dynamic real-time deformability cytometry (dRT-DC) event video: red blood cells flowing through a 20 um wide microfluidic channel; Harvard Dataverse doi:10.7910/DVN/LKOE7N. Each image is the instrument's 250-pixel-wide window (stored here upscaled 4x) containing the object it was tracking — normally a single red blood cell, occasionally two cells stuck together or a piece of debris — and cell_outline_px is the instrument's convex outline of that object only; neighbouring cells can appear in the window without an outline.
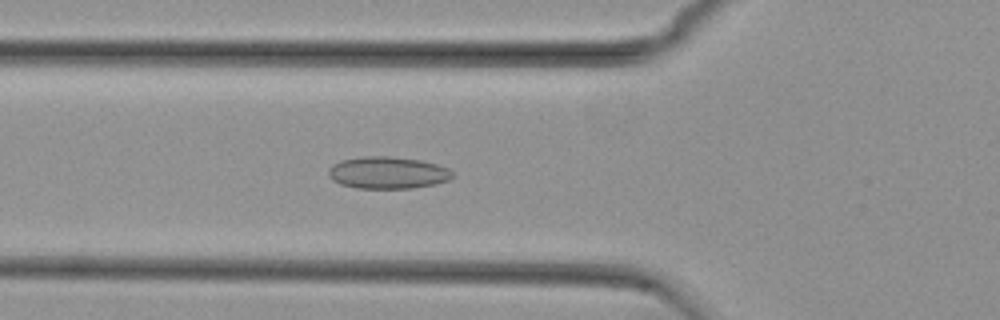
{"species": "common noctule bat (a hibernating species)", "species_latin": "Nyctalus noctula", "temperature_condition": "cold", "stored_images_in_passage": 50, "camera_frame_rate_fps": 3000, "um_per_image_px": 0.085, "animal": {"sex": "female", "body_mass_g": 29.2, "forearm_length_mm": 56.3}, "frame": {"image": 1, "passage_image": 18, "time_ms": 5.667, "image_size_px": [1000, 320], "cell_outline_px": [[452, 176], [448, 180], [436, 184], [412, 188], [356, 188], [340, 184], [332, 180], [328, 176], [328, 168], [332, 164], [340, 160], [364, 156], [388, 156], [420, 160], [436, 164], [448, 168], [452, 172]], "centroid_in_image_um": [32.91, 14.68], "position_along_channel_um": 92.9, "area_um2": 23.24}}
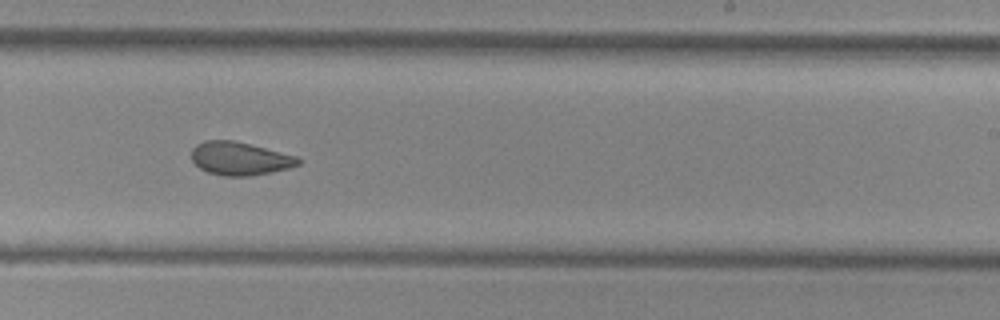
{"frame": {"image": 2, "passage_image": 32, "time_ms": 10.333, "image_size_px": [1000, 320], "cell_outline_px": [[304, 160], [300, 164], [288, 168], [272, 172], [248, 176], [224, 176], [208, 172], [200, 168], [192, 160], [192, 148], [196, 144], [204, 140], [232, 140], [296, 156]], "centroid_in_image_um": [20.38, 13.48], "position_along_channel_um": 268.6, "area_um2": 20.52}}
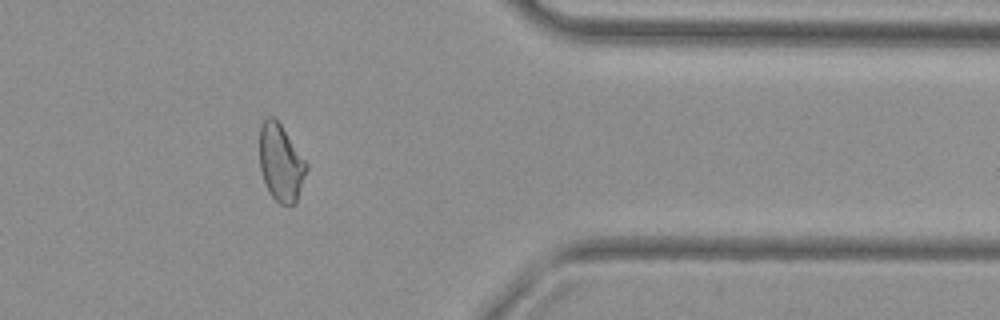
{"frame": {"image": 3, "passage_image": 43, "time_ms": 14.0, "image_size_px": [1000, 320], "cell_outline_px": [[308, 168], [296, 204], [280, 204], [268, 192], [260, 168], [260, 124], [268, 116], [272, 116], [280, 124], [308, 164]], "centroid_in_image_um": [23.87, 13.85], "position_along_channel_um": 387.5, "area_um2": 20.92}, "authors_computed_cell_mechanics": {"area_um2": 21.7328, "velocity_mm_per_s": 3.7633, "shape_relaxation_time_tau1_ms": null, "shape_relaxation_time_tau2_ms": 1.9089, "deformation_change_tau1": null, "deformation_change_tau2": 0.0766}}